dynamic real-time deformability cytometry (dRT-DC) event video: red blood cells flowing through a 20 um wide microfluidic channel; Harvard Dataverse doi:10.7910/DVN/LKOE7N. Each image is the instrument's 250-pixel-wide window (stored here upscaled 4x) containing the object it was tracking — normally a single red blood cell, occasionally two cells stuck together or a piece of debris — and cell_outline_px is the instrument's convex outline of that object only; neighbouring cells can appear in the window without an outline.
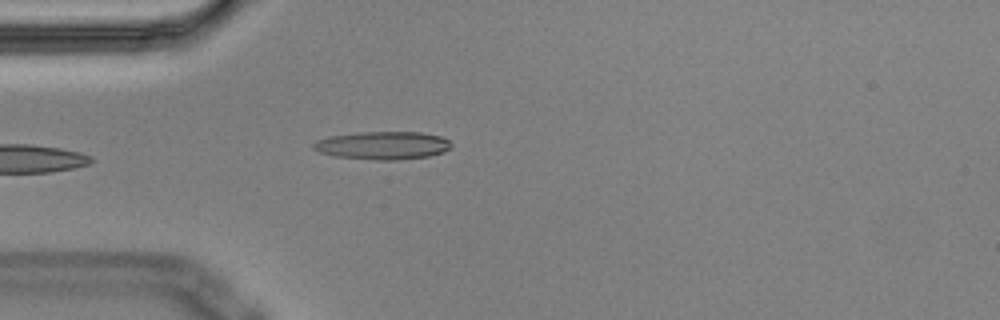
{"species": "Egyptian fruit bat (a non-hibernating species)", "species_latin": "Rousettus aegyptiacus", "temperature_condition": "cold", "stored_images_in_passage": 5, "camera_frame_rate_fps": 3000, "um_per_image_px": 0.085, "animal": {"sex": "male"}, "frame": {"image": 1, "passage_image": 5, "time_ms": 1.333, "image_size_px": [1000, 320], "cell_outline_px": [[452, 144], [444, 152], [428, 156], [396, 160], [376, 160], [332, 156], [320, 152], [312, 148], [312, 144], [316, 140], [328, 136], [360, 132], [420, 132], [440, 136], [448, 140]], "centroid_in_image_um": [32.49, 12.36], "position_along_channel_um": 52.5, "area_um2": 22.54}}